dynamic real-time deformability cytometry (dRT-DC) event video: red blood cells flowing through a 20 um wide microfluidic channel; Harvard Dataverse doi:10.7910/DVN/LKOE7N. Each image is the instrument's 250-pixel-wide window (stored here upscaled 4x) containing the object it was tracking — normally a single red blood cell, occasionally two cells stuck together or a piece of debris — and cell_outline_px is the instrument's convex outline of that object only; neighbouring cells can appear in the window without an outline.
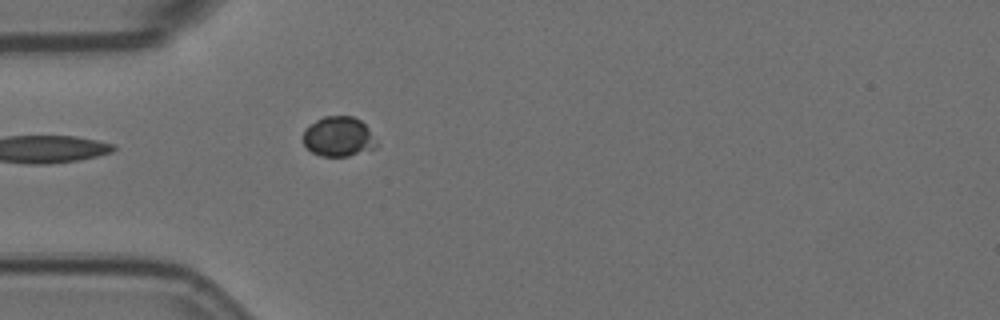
{"species": "Egyptian fruit bat (a non-hibernating species)", "species_latin": "Rousettus aegyptiacus", "temperature_condition": "room temperature", "stored_images_in_passage": 6, "camera_frame_rate_fps": 3000, "um_per_image_px": 0.085, "animal": {"sex": "female"}, "frame": {"image": 1, "passage_image": 6, "time_ms": 1.667, "image_size_px": [1000, 320], "cell_outline_px": [[380, 144], [376, 148], [348, 156], [320, 156], [312, 152], [304, 144], [304, 128], [308, 124], [324, 116], [352, 116], [360, 120], [368, 128]], "centroid_in_image_um": [28.79, 11.61], "position_along_channel_um": 56.2, "area_um2": 17.22}}